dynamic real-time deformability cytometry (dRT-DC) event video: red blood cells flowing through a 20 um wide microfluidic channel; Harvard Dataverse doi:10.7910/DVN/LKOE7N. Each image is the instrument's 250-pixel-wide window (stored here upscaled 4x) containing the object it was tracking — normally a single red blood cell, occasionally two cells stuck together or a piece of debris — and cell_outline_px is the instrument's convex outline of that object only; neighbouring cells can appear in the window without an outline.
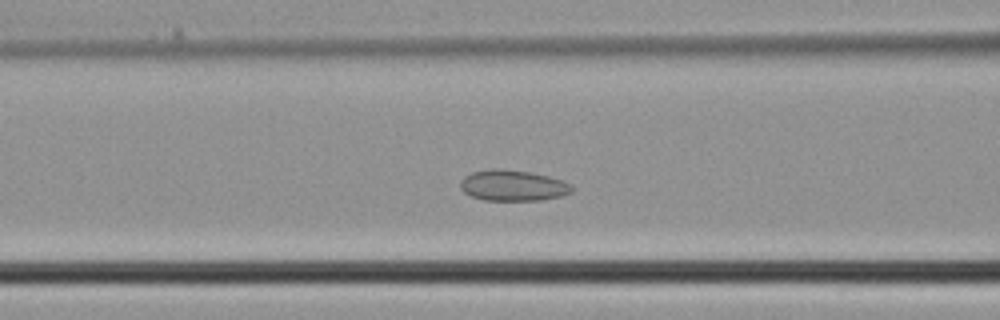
{"species": "common noctule bat (a hibernating species)", "species_latin": "Nyctalus noctula", "temperature_condition": "cold", "stored_images_in_passage": 35, "camera_frame_rate_fps": 3000, "um_per_image_px": 0.085, "animal": {"sex": "male", "body_mass_g": 21.5, "forearm_length_mm": 52.0}, "frame": {"image": 1, "passage_image": 11, "time_ms": 3.333, "image_size_px": [1000, 320], "cell_outline_px": [[572, 192], [560, 196], [540, 200], [484, 200], [472, 196], [464, 192], [460, 188], [460, 180], [464, 176], [472, 172], [492, 168], [504, 168], [532, 172], [548, 176], [572, 184]], "centroid_in_image_um": [43.57, 15.75], "position_along_channel_um": 123.0, "area_um2": 20.17}}
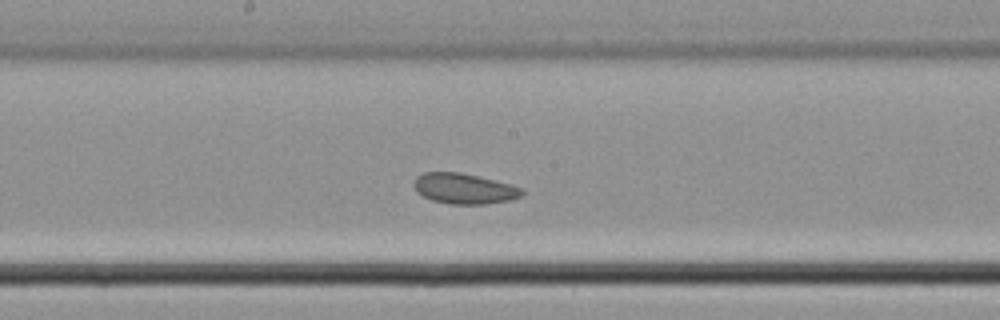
{"frame": {"image": 2, "passage_image": 16, "time_ms": 5.0, "image_size_px": [1000, 320], "cell_outline_px": [[524, 196], [512, 200], [488, 204], [448, 204], [432, 200], [416, 192], [412, 184], [416, 176], [424, 172], [460, 172], [508, 184], [520, 188], [524, 192]], "centroid_in_image_um": [39.42, 16.04], "position_along_channel_um": 208.8, "area_um2": 19.25}}
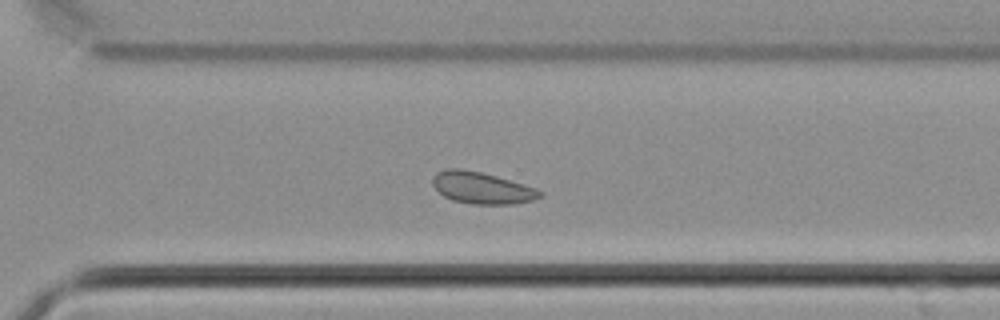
{"frame": {"image": 3, "passage_image": 23, "time_ms": 7.333, "image_size_px": [1000, 320], "cell_outline_px": [[544, 196], [532, 200], [512, 204], [472, 204], [452, 200], [444, 196], [432, 184], [432, 176], [436, 172], [448, 168], [460, 168], [480, 172], [496, 176], [536, 188], [544, 192]], "centroid_in_image_um": [40.95, 15.97], "position_along_channel_um": 329.6, "area_um2": 19.83}}